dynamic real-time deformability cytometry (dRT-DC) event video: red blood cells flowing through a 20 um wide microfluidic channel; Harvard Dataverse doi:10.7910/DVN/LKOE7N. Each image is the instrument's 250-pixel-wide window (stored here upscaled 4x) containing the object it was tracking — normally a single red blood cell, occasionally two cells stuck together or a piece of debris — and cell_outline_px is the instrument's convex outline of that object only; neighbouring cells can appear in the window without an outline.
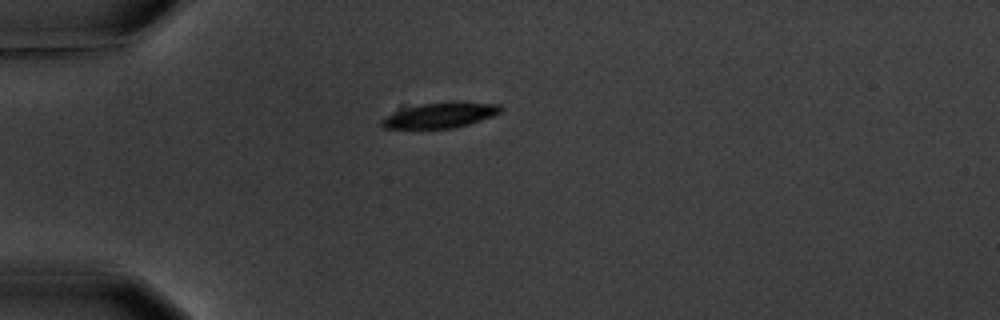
{"species": "common noctule bat (a hibernating species)", "species_latin": "Nyctalus noctula", "temperature_condition": "warm", "stored_images_in_passage": 3, "camera_frame_rate_fps": 3000, "um_per_image_px": 0.085, "animal": {"sex": "male", "body_mass_g": 20.1, "forearm_length_mm": 53.5}, "frame": {"image": 1, "passage_image": 1, "time_ms": 0.0, "image_size_px": [1000, 320], "cell_outline_px": [[504, 112], [468, 124], [452, 128], [384, 128], [380, 124], [380, 120], [384, 116], [392, 112], [420, 104], [452, 100], [500, 104], [504, 108]], "centroid_in_image_um": [37.46, 9.76], "position_along_channel_um": 47.5, "area_um2": 17.92}}